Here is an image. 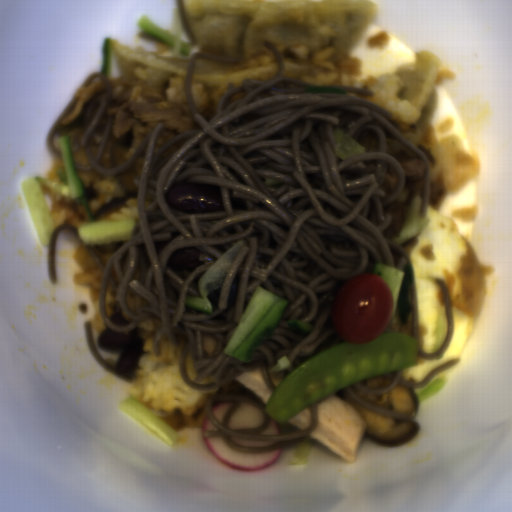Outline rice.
<instances>
[{
  "mask_svg": "<svg viewBox=\"0 0 512 512\" xmlns=\"http://www.w3.org/2000/svg\"><path fill=\"white\" fill-rule=\"evenodd\" d=\"M161 321L153 314L134 328L144 344L131 378L129 396L157 416H169L175 409L193 415L205 408L208 395L221 394L219 385L208 390L188 387L180 373L181 352L187 339L176 334L178 344H171L166 332L160 340L161 354L155 355L152 344Z\"/></svg>",
  "mask_w": 512,
  "mask_h": 512,
  "instance_id": "652b925c",
  "label": "rice"
},
{
  "mask_svg": "<svg viewBox=\"0 0 512 512\" xmlns=\"http://www.w3.org/2000/svg\"><path fill=\"white\" fill-rule=\"evenodd\" d=\"M200 53L237 58L238 63H222L210 58H201L224 68L238 69L251 65H278L277 59L275 58V56L272 54L268 47L255 53H227L209 50L203 47Z\"/></svg>",
  "mask_w": 512,
  "mask_h": 512,
  "instance_id": "8eca5e8b",
  "label": "rice"
},
{
  "mask_svg": "<svg viewBox=\"0 0 512 512\" xmlns=\"http://www.w3.org/2000/svg\"><path fill=\"white\" fill-rule=\"evenodd\" d=\"M165 94L170 100L188 104L186 100V81L170 80L167 84Z\"/></svg>",
  "mask_w": 512,
  "mask_h": 512,
  "instance_id": "b023fe2a",
  "label": "rice"
},
{
  "mask_svg": "<svg viewBox=\"0 0 512 512\" xmlns=\"http://www.w3.org/2000/svg\"><path fill=\"white\" fill-rule=\"evenodd\" d=\"M281 52L284 64L301 62L308 64L312 71L294 79L316 85H337L358 87L375 92L373 97L351 95L371 100L376 105L406 124H413L418 118L414 105L397 97L400 79L394 73L371 74L362 79L361 60L350 54L340 56L334 48H308L300 44L281 43L275 45Z\"/></svg>",
  "mask_w": 512,
  "mask_h": 512,
  "instance_id": "023b6e5f",
  "label": "rice"
},
{
  "mask_svg": "<svg viewBox=\"0 0 512 512\" xmlns=\"http://www.w3.org/2000/svg\"><path fill=\"white\" fill-rule=\"evenodd\" d=\"M226 91L215 90L209 84L192 83L191 98L200 114L209 123Z\"/></svg>",
  "mask_w": 512,
  "mask_h": 512,
  "instance_id": "acb35da6",
  "label": "rice"
}]
</instances>
